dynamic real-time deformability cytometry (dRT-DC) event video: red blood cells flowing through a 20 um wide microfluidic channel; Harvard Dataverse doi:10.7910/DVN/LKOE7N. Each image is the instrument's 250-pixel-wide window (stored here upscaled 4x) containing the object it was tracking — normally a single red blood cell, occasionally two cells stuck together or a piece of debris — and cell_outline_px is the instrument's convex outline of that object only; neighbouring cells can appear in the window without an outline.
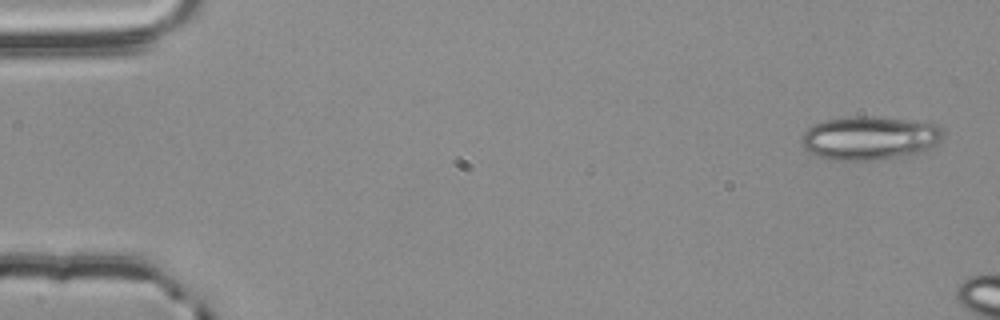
{"species": "common noctule bat (a hibernating species)", "species_latin": "Nyctalus noctula", "temperature_condition": "room temperature", "stored_images_in_passage": 7, "camera_frame_rate_fps": 3000, "um_per_image_px": 0.085, "animal": {"sex": "male", "body_mass_g": 20.4}, "frame": {"image": 1, "passage_image": 2, "time_ms": 0.333, "image_size_px": [1000, 320], "cell_outline_px": [[944, 136], [936, 144], [928, 148], [916, 152], [884, 160], [828, 160], [816, 156], [808, 152], [800, 144], [800, 136], [812, 124], [824, 120], [852, 116], [876, 116], [908, 120], [936, 124], [944, 132]], "centroid_in_image_um": [73.84, 11.73], "position_along_channel_um": 11.2, "area_um2": 36.3}}